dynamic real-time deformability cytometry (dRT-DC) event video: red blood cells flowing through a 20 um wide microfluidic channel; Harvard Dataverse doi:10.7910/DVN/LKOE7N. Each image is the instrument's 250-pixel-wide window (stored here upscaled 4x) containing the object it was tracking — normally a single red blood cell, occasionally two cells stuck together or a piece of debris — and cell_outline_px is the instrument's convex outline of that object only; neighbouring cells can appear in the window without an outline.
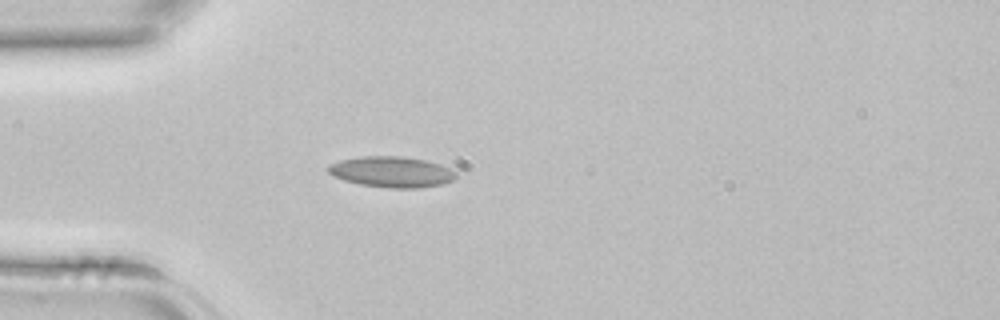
{"species": "common noctule bat (a hibernating species)", "species_latin": "Nyctalus noctula", "temperature_condition": "room temperature", "stored_images_in_passage": 2, "camera_frame_rate_fps": 3000, "um_per_image_px": 0.085, "animal": {"sex": "female", "body_mass_g": 22.7, "forearm_length_mm": 54.2}, "frame": {"image": 1, "passage_image": 2, "time_ms": 0.333, "image_size_px": [1000, 320], "cell_outline_px": [[456, 180], [444, 184], [420, 188], [388, 188], [360, 184], [344, 180], [332, 176], [328, 172], [328, 164], [340, 160], [364, 156], [404, 156], [424, 160], [440, 164], [452, 168], [456, 172]], "centroid_in_image_um": [33.33, 14.61], "position_along_channel_um": 51.7, "area_um2": 23.24}}